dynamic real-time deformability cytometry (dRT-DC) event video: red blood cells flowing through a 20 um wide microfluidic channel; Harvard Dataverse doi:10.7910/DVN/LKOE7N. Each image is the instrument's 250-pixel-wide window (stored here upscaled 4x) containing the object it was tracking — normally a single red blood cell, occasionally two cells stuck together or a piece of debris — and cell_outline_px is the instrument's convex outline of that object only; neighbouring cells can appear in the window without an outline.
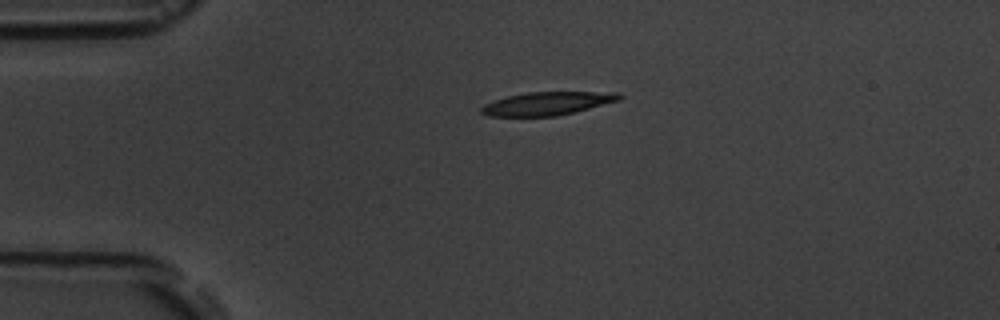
{"species": "common noctule bat (a hibernating species)", "species_latin": "Nyctalus noctula", "temperature_condition": "room temperature", "stored_images_in_passage": 2, "camera_frame_rate_fps": 3000, "um_per_image_px": 0.085, "animal": {"sex": "male", "body_mass_g": 19.5, "forearm_length_mm": 54.6}, "frame": {"image": 1, "passage_image": 1, "time_ms": 0.0, "image_size_px": [1000, 320], "cell_outline_px": [[624, 96], [620, 100], [556, 116], [488, 116], [480, 112], [480, 108], [484, 104], [508, 96], [528, 92], [620, 92]], "centroid_in_image_um": [46.53, 8.79], "position_along_channel_um": 38.5, "area_um2": 18.5}}